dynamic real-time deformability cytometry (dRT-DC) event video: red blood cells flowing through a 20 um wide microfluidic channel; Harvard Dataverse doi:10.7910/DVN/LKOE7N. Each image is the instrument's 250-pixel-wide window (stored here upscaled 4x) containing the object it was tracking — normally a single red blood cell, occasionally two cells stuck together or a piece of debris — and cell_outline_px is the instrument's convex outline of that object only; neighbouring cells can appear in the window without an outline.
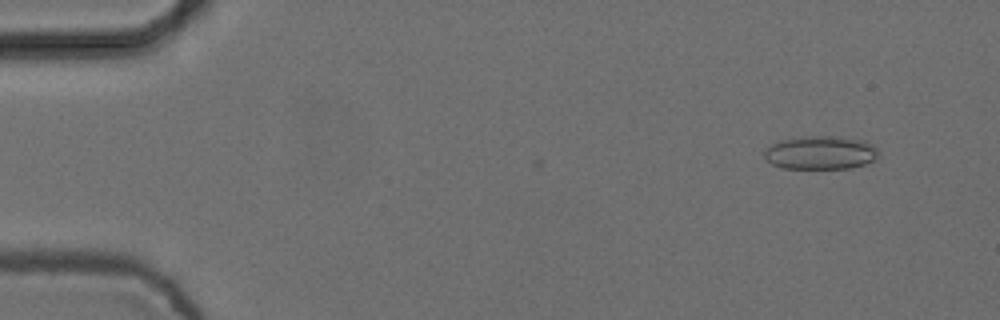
{"species": "common noctule bat (a hibernating species)", "species_latin": "Nyctalus noctula", "temperature_condition": "cold", "stored_images_in_passage": 3, "camera_frame_rate_fps": 3000, "um_per_image_px": 0.085, "animal": {"sex": "female", "body_mass_g": 24.6, "forearm_length_mm": 56.2}, "frame": {"image": 1, "passage_image": 3, "time_ms": 0.667, "image_size_px": [1000, 320], "cell_outline_px": [[880, 156], [876, 160], [864, 164], [848, 168], [780, 168], [764, 160], [764, 152], [772, 144], [780, 140], [808, 136], [840, 136], [864, 140], [872, 144], [880, 152]], "centroid_in_image_um": [69.78, 12.97], "position_along_channel_um": 15.2, "area_um2": 22.48}}